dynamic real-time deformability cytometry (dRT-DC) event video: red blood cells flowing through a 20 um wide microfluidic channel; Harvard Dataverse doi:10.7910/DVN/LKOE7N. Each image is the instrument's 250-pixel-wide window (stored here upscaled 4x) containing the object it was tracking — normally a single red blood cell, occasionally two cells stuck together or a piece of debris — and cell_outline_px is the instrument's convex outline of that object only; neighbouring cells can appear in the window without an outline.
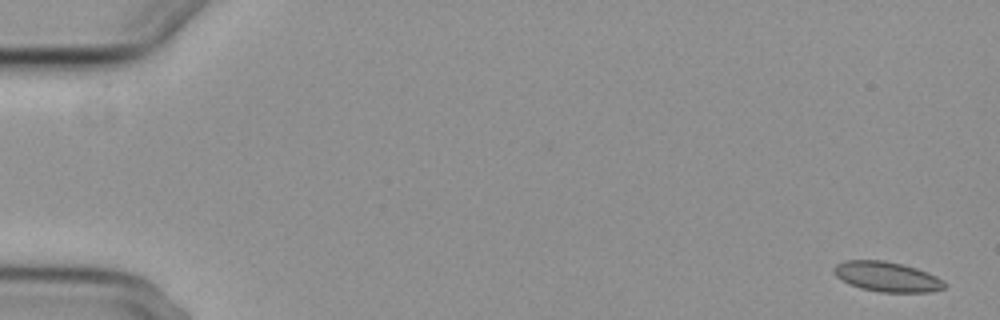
{"species": "common noctule bat (a hibernating species)", "species_latin": "Nyctalus noctula", "temperature_condition": "cold", "stored_images_in_passage": 6, "camera_frame_rate_fps": 3000, "um_per_image_px": 0.085, "animal": {"sex": "female", "body_mass_g": 29.2, "forearm_length_mm": 56.3}, "frame": {"image": 1, "passage_image": 1, "time_ms": 0.0, "image_size_px": [1000, 320], "cell_outline_px": [[944, 288], [932, 292], [880, 292], [860, 288], [836, 276], [832, 272], [832, 268], [836, 264], [844, 260], [884, 260], [916, 268], [936, 276], [944, 280]], "centroid_in_image_um": [75.37, 23.51], "position_along_channel_um": 9.6, "area_um2": 19.19}}
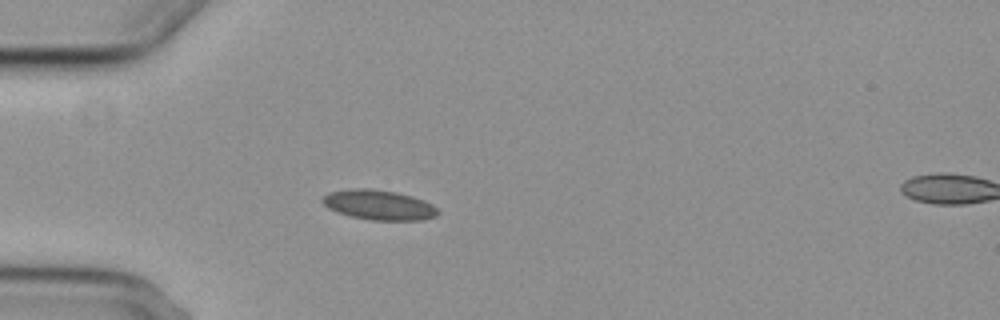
{"frame": {"image": 2, "passage_image": 5, "time_ms": 5.0, "image_size_px": [1000, 320], "cell_outline_px": [[440, 212], [436, 216], [424, 220], [368, 220], [336, 212], [328, 208], [320, 200], [320, 196], [328, 192], [348, 188], [368, 188], [396, 192], [412, 196], [432, 204]], "centroid_in_image_um": [32.15, 17.41], "position_along_channel_um": 52.8, "area_um2": 20.35}}